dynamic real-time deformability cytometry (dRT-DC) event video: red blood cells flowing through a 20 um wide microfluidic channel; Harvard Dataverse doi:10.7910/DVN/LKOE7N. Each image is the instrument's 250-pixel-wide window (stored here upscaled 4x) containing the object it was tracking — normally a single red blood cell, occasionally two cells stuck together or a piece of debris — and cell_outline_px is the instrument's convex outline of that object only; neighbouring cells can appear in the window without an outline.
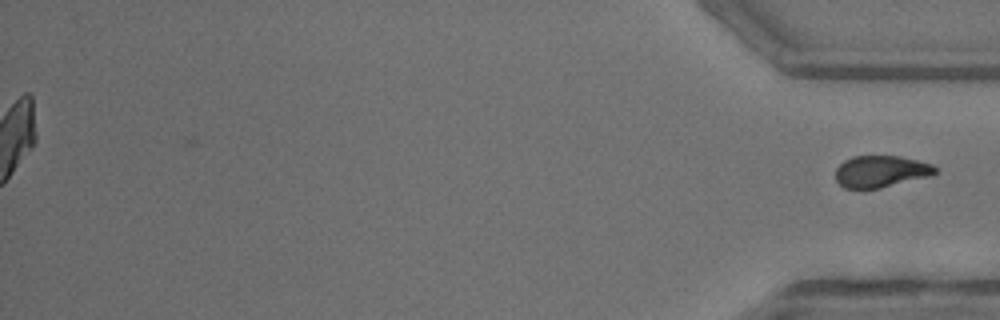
{"species": "common noctule bat (a hibernating species)", "species_latin": "Nyctalus noctula", "temperature_condition": "warm", "stored_images_in_passage": 42, "segment_of_instrument_passage": [2, 2], "camera_frame_rate_fps": 3000, "um_per_image_px": 0.085, "animal": {"sex": "female"}, "frame": {"image": 1, "passage_image": 42, "time_ms": 13.667, "image_size_px": [1000, 320], "cell_outline_px": [[936, 172], [928, 176], [880, 188], [844, 188], [836, 180], [836, 168], [844, 160], [852, 156], [900, 156], [932, 164], [936, 168]], "centroid_in_image_um": [74.84, 14.56], "position_along_channel_um": 360.4, "area_um2": 18.21}}